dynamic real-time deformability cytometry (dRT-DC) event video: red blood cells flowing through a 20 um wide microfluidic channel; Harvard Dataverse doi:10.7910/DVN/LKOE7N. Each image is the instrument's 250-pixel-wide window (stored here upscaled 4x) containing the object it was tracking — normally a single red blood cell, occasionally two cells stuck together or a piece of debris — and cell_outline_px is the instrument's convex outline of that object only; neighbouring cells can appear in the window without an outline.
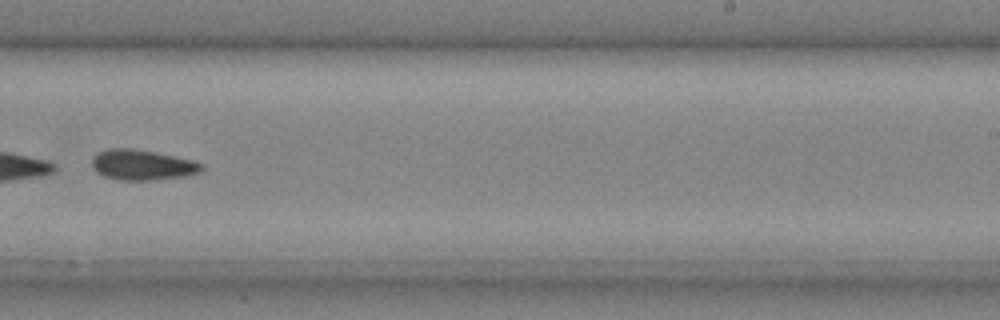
{"species": "common noctule bat (a hibernating species)", "species_latin": "Nyctalus noctula", "temperature_condition": "cold", "stored_images_in_passage": 28, "camera_frame_rate_fps": 3000, "um_per_image_px": 0.085, "animal": {"sex": "male", "body_mass_g": 20.4}, "frame": {"image": 1, "passage_image": 16, "time_ms": 5.0, "image_size_px": [1000, 320], "cell_outline_px": [[204, 168], [200, 172], [184, 176], [148, 180], [116, 180], [104, 176], [96, 172], [92, 168], [92, 156], [108, 148], [132, 148], [156, 152], [192, 160], [204, 164]], "centroid_in_image_um": [12.07, 14.01], "position_along_channel_um": 276.9, "area_um2": 19.48}}